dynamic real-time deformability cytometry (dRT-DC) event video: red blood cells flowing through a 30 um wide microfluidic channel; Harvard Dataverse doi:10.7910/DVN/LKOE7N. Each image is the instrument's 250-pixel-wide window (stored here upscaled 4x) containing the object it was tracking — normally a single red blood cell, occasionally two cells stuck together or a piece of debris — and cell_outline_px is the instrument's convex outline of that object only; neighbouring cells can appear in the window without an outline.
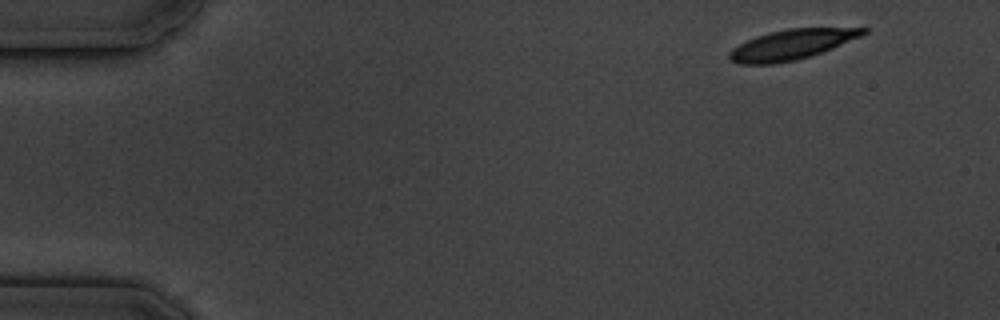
{"species": "common noctule bat (a hibernating species)", "species_latin": "Nyctalus noctula", "temperature_condition": "cold", "stored_images_in_passage": 10, "camera_frame_rate_fps": 3000, "um_per_image_px": 0.085, "animal": {"sex": "male", "body_mass_g": 19.5, "forearm_length_mm": 54.6}, "frame": {"image": 1, "passage_image": 1, "time_ms": 0.0, "image_size_px": [1000, 320], "cell_outline_px": [[868, 32], [860, 36], [832, 48], [796, 60], [772, 64], [740, 64], [732, 60], [728, 56], [728, 52], [732, 48], [756, 36], [768, 32], [788, 28], [868, 28]], "centroid_in_image_um": [67.25, 3.78], "position_along_channel_um": 17.8, "area_um2": 23.12}}
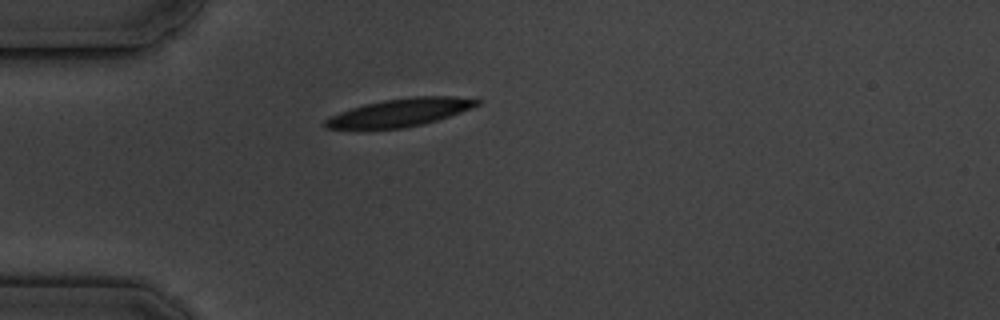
{"frame": {"image": 2, "passage_image": 4, "time_ms": 3.667, "image_size_px": [1000, 320], "cell_outline_px": [[480, 104], [472, 108], [424, 124], [404, 128], [324, 128], [324, 120], [340, 112], [364, 104], [384, 100], [412, 96], [456, 96], [480, 100]], "centroid_in_image_um": [34.04, 9.55], "position_along_channel_um": 51.0, "area_um2": 24.33}}